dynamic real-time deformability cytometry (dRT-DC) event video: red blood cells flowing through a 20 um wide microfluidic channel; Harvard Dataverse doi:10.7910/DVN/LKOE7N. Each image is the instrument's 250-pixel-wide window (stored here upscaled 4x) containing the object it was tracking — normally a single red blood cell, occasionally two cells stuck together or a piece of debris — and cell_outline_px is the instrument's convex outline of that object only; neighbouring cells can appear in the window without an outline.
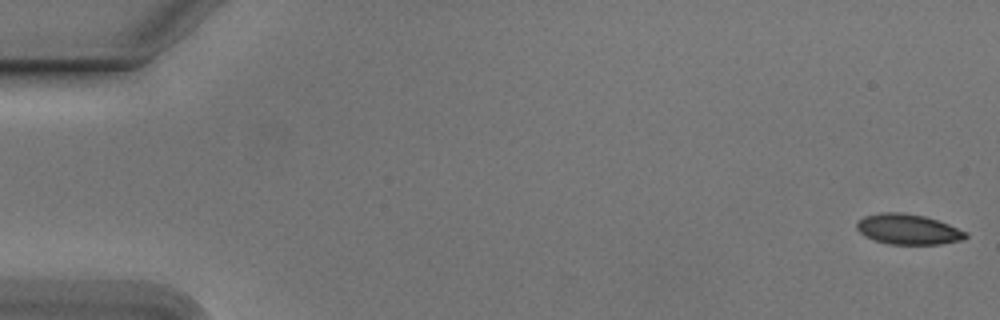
{"species": "Egyptian fruit bat (a non-hibernating species)", "species_latin": "Rousettus aegyptiacus", "temperature_condition": "cold", "stored_images_in_passage": 53, "camera_frame_rate_fps": 3000, "um_per_image_px": 0.085, "animal": {"sex": "male"}, "frame": {"image": 1, "passage_image": 1, "time_ms": 0.0, "image_size_px": [1000, 320], "cell_outline_px": [[968, 236], [964, 240], [940, 244], [888, 244], [864, 236], [856, 228], [856, 224], [864, 216], [880, 212], [904, 212], [924, 216], [948, 224], [968, 232]], "centroid_in_image_um": [77.2, 19.49], "position_along_channel_um": 7.8, "area_um2": 19.31}}
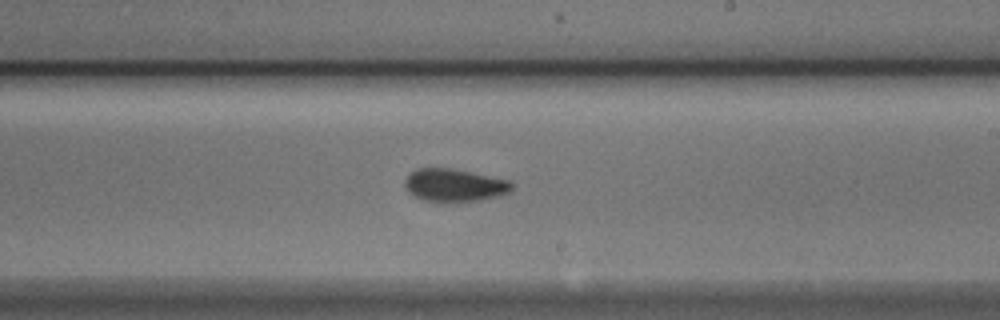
{"frame": {"image": 2, "passage_image": 32, "time_ms": 10.333, "image_size_px": [1000, 320], "cell_outline_px": [[512, 192], [500, 196], [480, 200], [436, 204], [420, 200], [408, 192], [404, 184], [404, 180], [416, 168], [448, 168], [472, 172], [512, 180]], "centroid_in_image_um": [38.63, 15.78], "position_along_channel_um": 250.4, "area_um2": 21.15}}
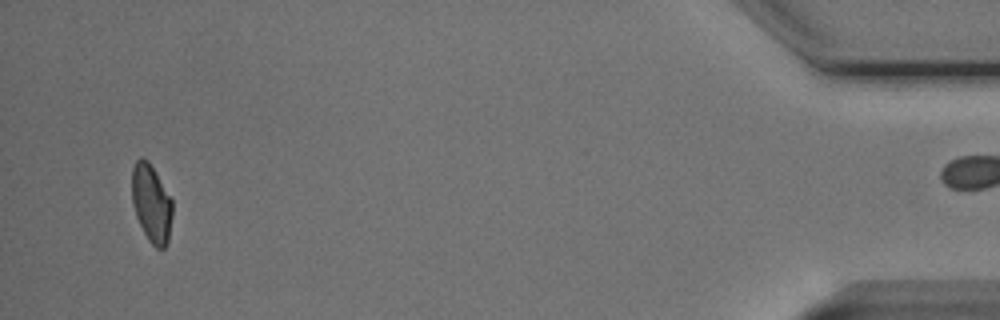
{"frame": {"image": 3, "passage_image": 52, "time_ms": 17.0, "image_size_px": [1000, 320], "cell_outline_px": [[172, 216], [168, 240], [164, 248], [156, 248], [148, 240], [136, 216], [132, 204], [132, 168], [136, 160], [140, 156], [148, 160], [172, 200]], "centroid_in_image_um": [12.85, 17.27], "position_along_channel_um": 422.3, "area_um2": 18.26}, "authors_computed_cell_mechanics": {"area_um2": 19.8832, "velocity_mm_per_s": 3.8013, "shape_relaxation_time_tau1_ms": 4.3448, "shape_relaxation_time_tau2_ms": 2.8627, "deformation_change_tau1": 0.1109, "deformation_change_tau2": 0.0464}}